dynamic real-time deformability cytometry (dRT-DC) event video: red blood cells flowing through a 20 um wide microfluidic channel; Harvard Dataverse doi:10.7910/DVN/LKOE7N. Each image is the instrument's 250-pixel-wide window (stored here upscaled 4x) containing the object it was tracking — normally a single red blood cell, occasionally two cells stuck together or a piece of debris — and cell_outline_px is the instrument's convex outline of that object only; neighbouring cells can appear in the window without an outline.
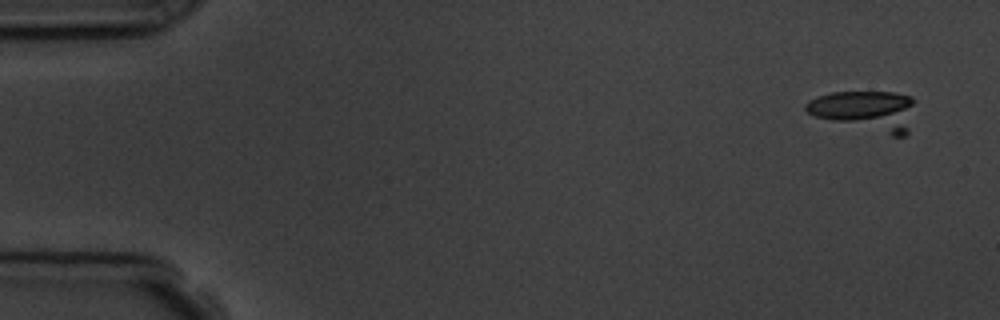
{"species": "common noctule bat (a hibernating species)", "species_latin": "Nyctalus noctula", "temperature_condition": "room temperature", "stored_images_in_passage": 5, "camera_frame_rate_fps": 3000, "um_per_image_px": 0.085, "animal": {"sex": "male", "body_mass_g": 19.5, "forearm_length_mm": 54.6}, "frame": {"image": 1, "passage_image": 1, "time_ms": 0.0, "image_size_px": [1000, 320], "cell_outline_px": [[916, 100], [908, 132], [904, 136], [892, 136], [816, 116], [808, 112], [804, 108], [804, 104], [808, 100], [816, 96], [832, 92], [892, 92], [912, 96]], "centroid_in_image_um": [73.63, 9.38], "position_along_channel_um": 11.4, "area_um2": 25.55}}